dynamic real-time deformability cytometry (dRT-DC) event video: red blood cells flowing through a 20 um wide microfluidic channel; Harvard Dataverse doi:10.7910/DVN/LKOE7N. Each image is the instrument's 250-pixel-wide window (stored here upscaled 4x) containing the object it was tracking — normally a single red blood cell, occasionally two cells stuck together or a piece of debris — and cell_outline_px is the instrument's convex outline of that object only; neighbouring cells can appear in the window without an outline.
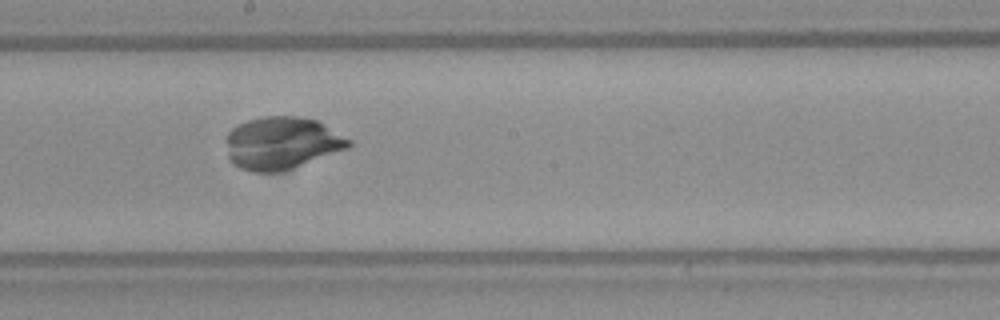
{"species": "Egyptian fruit bat (a non-hibernating species)", "species_latin": "Rousettus aegyptiacus", "temperature_condition": "warm", "stored_images_in_passage": 52, "camera_frame_rate_fps": 3000, "um_per_image_px": 0.085, "frame": {"image": 1, "passage_image": 29, "time_ms": 9.333, "image_size_px": [1000, 320], "cell_outline_px": [[352, 144], [348, 148], [280, 172], [252, 172], [240, 168], [232, 164], [228, 160], [228, 132], [232, 128], [248, 120], [264, 116], [300, 116], [316, 120], [352, 140]], "centroid_in_image_um": [23.94, 12.16], "position_along_channel_um": 224.3, "area_um2": 37.28}}
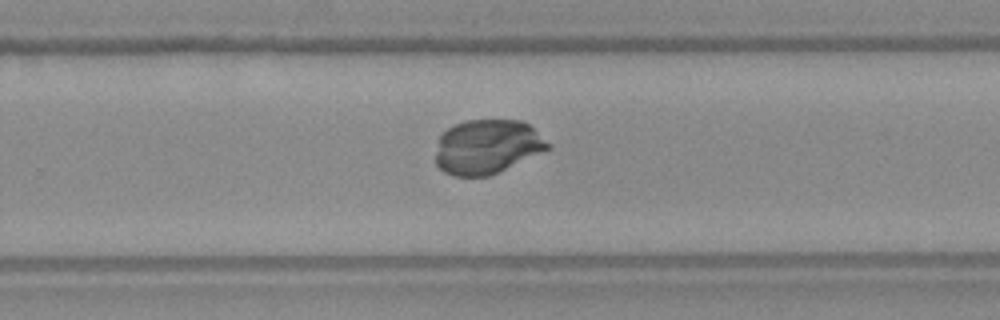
{"frame": {"image": 2, "passage_image": 34, "time_ms": 11.0, "image_size_px": [1000, 320], "cell_outline_px": [[552, 148], [488, 176], [452, 176], [444, 172], [436, 164], [436, 152], [440, 136], [452, 124], [464, 120], [520, 120], [528, 124], [552, 144]], "centroid_in_image_um": [41.42, 12.46], "position_along_channel_um": 288.4, "area_um2": 35.6}}
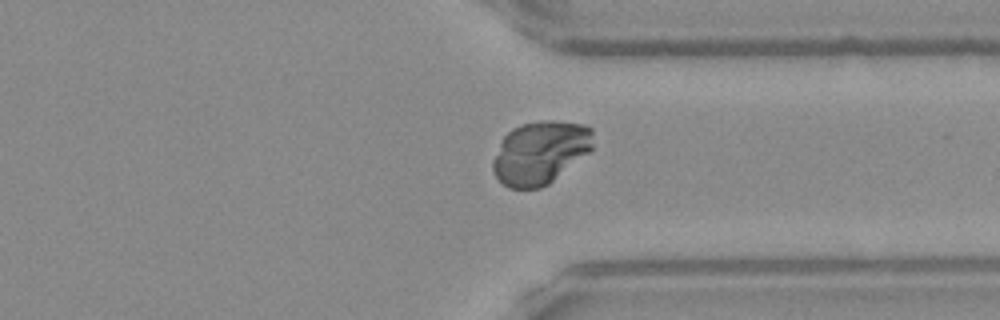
{"frame": {"image": 3, "passage_image": 40, "time_ms": 13.0, "image_size_px": [1000, 320], "cell_outline_px": [[592, 148], [588, 152], [548, 184], [540, 188], [508, 188], [496, 176], [492, 168], [492, 160], [504, 136], [512, 128], [520, 124], [544, 120], [552, 120], [584, 124], [592, 128]], "centroid_in_image_um": [45.9, 12.95], "position_along_channel_um": 365.5, "area_um2": 36.53}}